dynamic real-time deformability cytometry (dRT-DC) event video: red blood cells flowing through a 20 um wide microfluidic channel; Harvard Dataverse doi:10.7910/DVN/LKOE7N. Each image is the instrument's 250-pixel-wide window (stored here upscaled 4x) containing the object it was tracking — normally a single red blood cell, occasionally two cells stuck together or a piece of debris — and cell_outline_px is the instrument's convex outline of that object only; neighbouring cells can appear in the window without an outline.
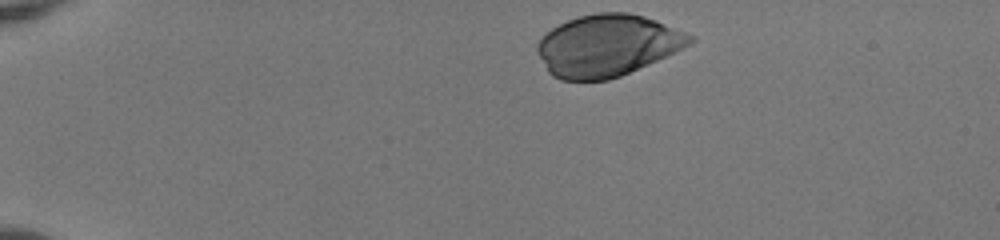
{"species": "human", "species_latin": "Homo sapiens", "temperature_condition": "room temperature", "stored_images_in_passage": 36, "camera_frame_rate_fps": 3000, "um_per_image_px": 0.085, "donor": {"sex": "female"}, "frame": {"image": 1, "passage_image": 1, "time_ms": 0.0, "image_size_px": [1000, 240], "cell_outline_px": [[696, 40], [692, 44], [648, 64], [620, 76], [608, 80], [560, 80], [552, 76], [548, 72], [536, 52], [536, 44], [552, 28], [568, 20], [580, 16], [596, 12], [628, 12], [644, 16], [656, 20], [696, 36]], "centroid_in_image_um": [51.64, 3.86], "position_along_channel_um": 33.4, "area_um2": 54.91}}
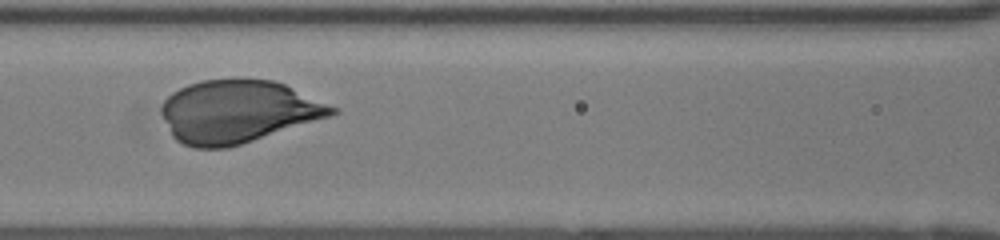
{"frame": {"image": 2, "passage_image": 16, "time_ms": 5.0, "image_size_px": [1000, 240], "cell_outline_px": [[340, 112], [328, 116], [228, 148], [192, 148], [176, 140], [172, 136], [160, 112], [160, 104], [172, 92], [188, 84], [200, 80], [272, 80], [284, 84], [336, 108]], "centroid_in_image_um": [20.13, 9.49], "position_along_channel_um": 146.5, "area_um2": 61.38}}
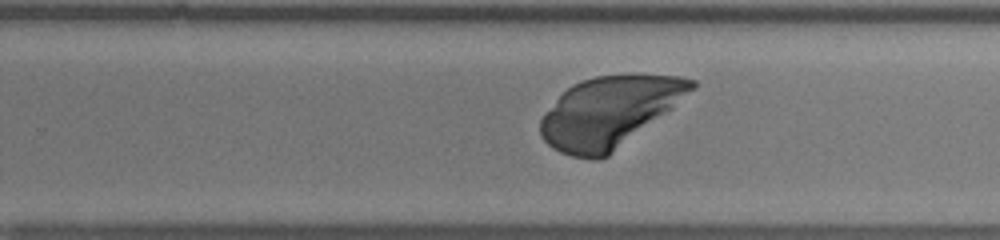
{"frame": {"image": 3, "passage_image": 26, "time_ms": 8.333, "image_size_px": [1000, 240], "cell_outline_px": [[696, 88], [672, 108], [608, 156], [600, 160], [592, 160], [572, 156], [560, 152], [552, 148], [540, 136], [540, 120], [544, 112], [572, 84], [580, 80], [596, 76], [680, 76], [696, 80]], "centroid_in_image_um": [51.76, 9.54], "position_along_channel_um": 278.0, "area_um2": 61.5}}